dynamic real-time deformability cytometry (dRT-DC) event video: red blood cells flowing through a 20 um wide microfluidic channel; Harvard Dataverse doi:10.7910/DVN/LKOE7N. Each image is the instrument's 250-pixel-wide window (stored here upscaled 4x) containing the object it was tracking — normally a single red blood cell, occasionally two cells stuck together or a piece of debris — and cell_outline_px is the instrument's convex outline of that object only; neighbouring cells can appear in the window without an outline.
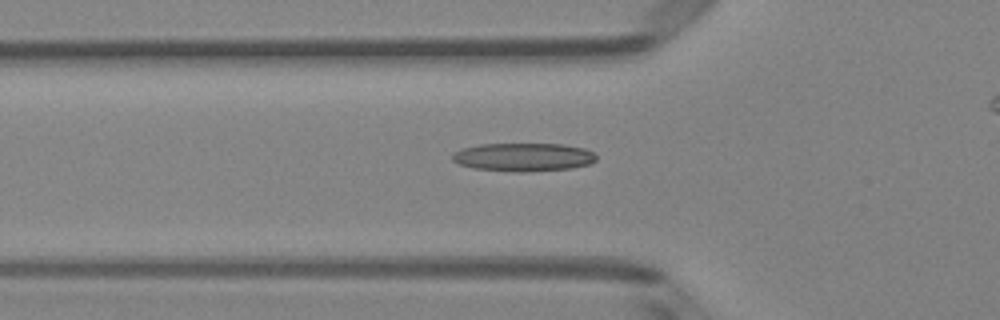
{"species": "Egyptian fruit bat (a non-hibernating species)", "species_latin": "Rousettus aegyptiacus", "temperature_condition": "room temperature", "stored_images_in_passage": 44, "camera_frame_rate_fps": 3000, "um_per_image_px": 0.085, "animal": {"sex": "female"}, "frame": {"image": 1, "passage_image": 17, "time_ms": 5.333, "image_size_px": [1000, 320], "cell_outline_px": [[596, 160], [588, 164], [572, 168], [524, 172], [520, 172], [476, 168], [460, 164], [452, 160], [452, 156], [460, 148], [480, 144], [560, 144], [584, 148], [592, 152], [596, 156]], "centroid_in_image_um": [44.49, 13.35], "position_along_channel_um": 81.3, "area_um2": 23.52}}
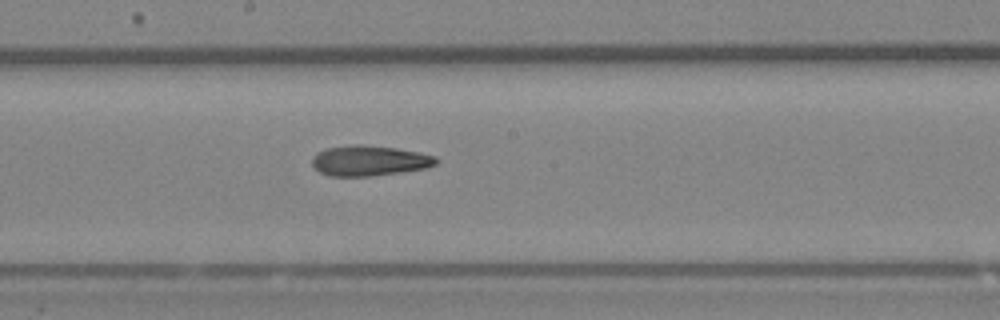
{"frame": {"image": 2, "passage_image": 27, "time_ms": 8.667, "image_size_px": [1000, 320], "cell_outline_px": [[436, 164], [428, 168], [372, 176], [328, 176], [320, 172], [312, 164], [312, 156], [316, 152], [328, 148], [352, 144], [360, 144], [396, 148], [436, 156]], "centroid_in_image_um": [31.36, 13.66], "position_along_channel_um": 216.8, "area_um2": 21.91}}
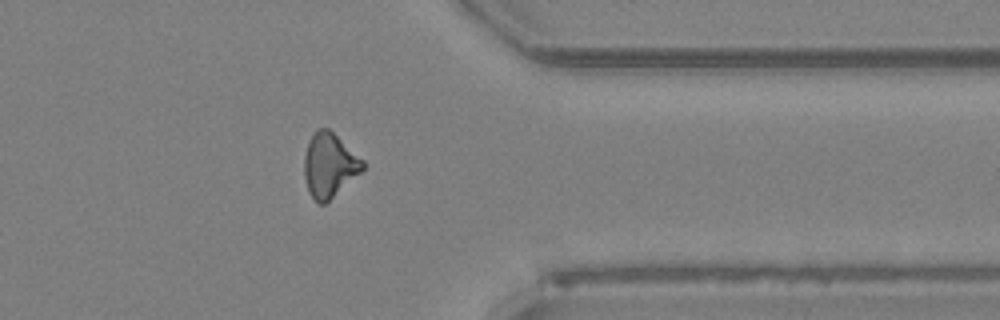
{"frame": {"image": 3, "passage_image": 40, "time_ms": 13.0, "image_size_px": [1000, 320], "cell_outline_px": [[364, 168], [360, 172], [324, 204], [320, 204], [308, 192], [304, 176], [304, 156], [308, 140], [320, 128], [328, 128], [364, 160]], "centroid_in_image_um": [27.97, 14.03], "position_along_channel_um": 383.4, "area_um2": 21.44}}